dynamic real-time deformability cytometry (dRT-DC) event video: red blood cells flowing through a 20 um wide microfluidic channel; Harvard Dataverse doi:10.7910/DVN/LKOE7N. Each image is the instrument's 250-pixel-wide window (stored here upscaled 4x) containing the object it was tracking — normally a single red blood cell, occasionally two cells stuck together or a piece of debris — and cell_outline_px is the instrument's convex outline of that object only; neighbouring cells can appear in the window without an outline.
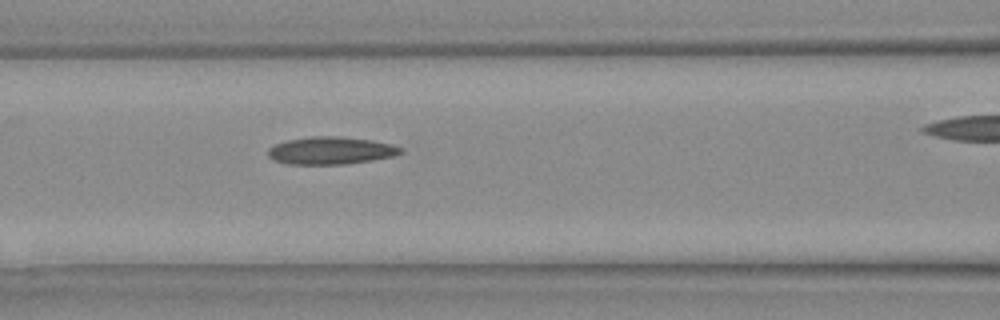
{"species": "Egyptian fruit bat (a non-hibernating species)", "species_latin": "Rousettus aegyptiacus", "temperature_condition": "warm", "stored_images_in_passage": 7, "camera_frame_rate_fps": 3000, "um_per_image_px": 0.085, "animal": {"sex": "female"}, "frame": {"image": 1, "passage_image": 6, "time_ms": 1.667, "image_size_px": [1000, 320], "cell_outline_px": [[404, 152], [392, 156], [372, 160], [344, 164], [288, 164], [272, 160], [268, 156], [268, 148], [276, 144], [288, 140], [312, 136], [340, 136], [372, 140], [392, 144], [400, 148]], "centroid_in_image_um": [28.1, 12.8], "position_along_channel_um": 138.5, "area_um2": 21.21}}